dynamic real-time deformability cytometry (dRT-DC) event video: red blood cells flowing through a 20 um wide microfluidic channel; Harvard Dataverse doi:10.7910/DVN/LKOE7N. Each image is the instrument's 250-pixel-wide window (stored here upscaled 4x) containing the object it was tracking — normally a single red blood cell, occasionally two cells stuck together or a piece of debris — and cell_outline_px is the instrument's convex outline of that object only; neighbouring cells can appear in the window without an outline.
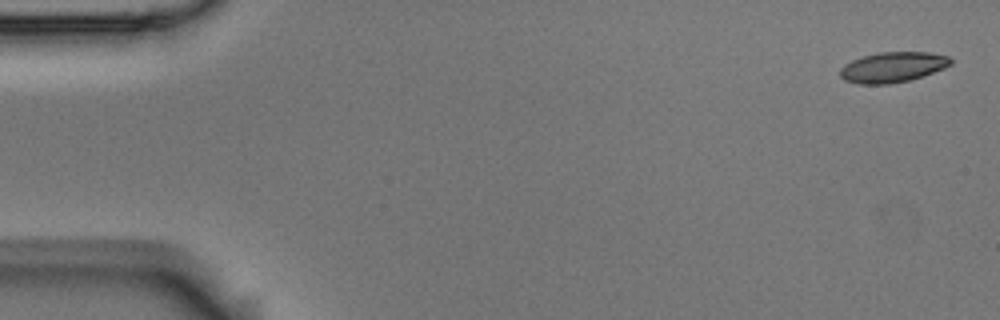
{"species": "Egyptian fruit bat (a non-hibernating species)", "species_latin": "Rousettus aegyptiacus", "temperature_condition": "room temperature", "stored_images_in_passage": 7, "camera_frame_rate_fps": 3000, "um_per_image_px": 0.085, "animal": {"sex": "male"}, "frame": {"image": 1, "passage_image": 1, "time_ms": 0.0, "image_size_px": [1000, 320], "cell_outline_px": [[952, 64], [944, 68], [908, 80], [888, 84], [860, 84], [844, 80], [840, 76], [840, 68], [844, 64], [852, 60], [864, 56], [880, 52], [928, 52], [948, 56], [952, 60]], "centroid_in_image_um": [75.86, 5.7], "position_along_channel_um": 9.1, "area_um2": 19.36}}
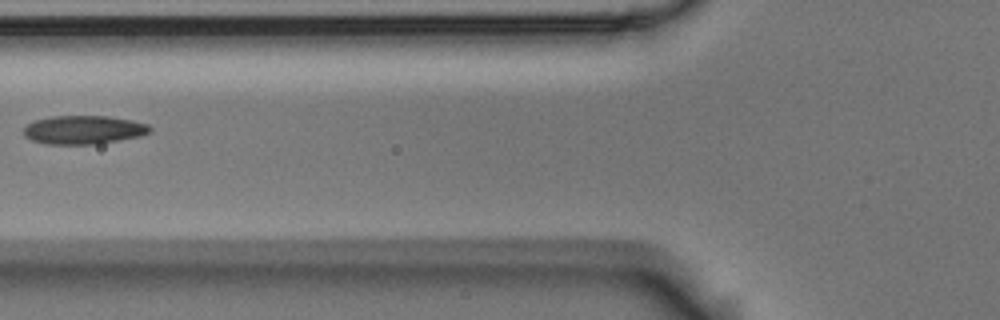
{"frame": {"image": 2, "passage_image": 6, "time_ms": 1.667, "image_size_px": [1000, 320], "cell_outline_px": [[152, 132], [140, 136], [96, 144], [44, 144], [32, 140], [24, 136], [24, 128], [28, 124], [36, 120], [52, 116], [108, 116], [132, 120], [148, 124], [152, 128]], "centroid_in_image_um": [7.13, 11.03], "position_along_channel_um": 118.7, "area_um2": 21.04}}
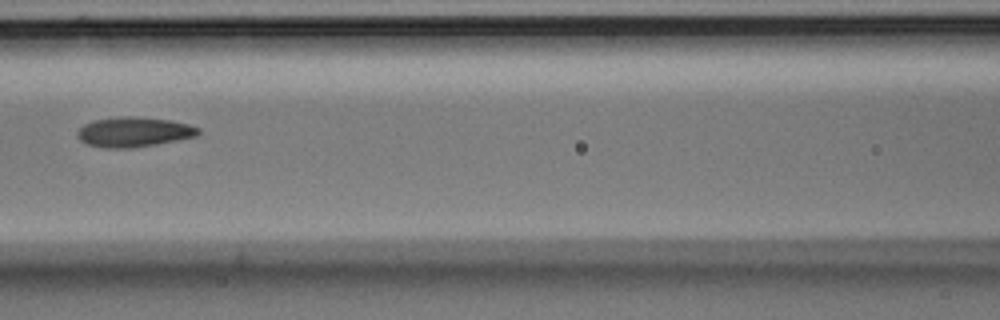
{"frame": {"image": 3, "passage_image": 7, "time_ms": 2.0, "image_size_px": [1000, 320], "cell_outline_px": [[200, 132], [196, 136], [156, 144], [128, 148], [108, 148], [88, 144], [80, 140], [76, 132], [84, 124], [92, 120], [120, 116], [132, 116], [172, 120], [188, 124], [200, 128]], "centroid_in_image_um": [11.37, 11.2], "position_along_channel_um": 155.2, "area_um2": 20.98}}